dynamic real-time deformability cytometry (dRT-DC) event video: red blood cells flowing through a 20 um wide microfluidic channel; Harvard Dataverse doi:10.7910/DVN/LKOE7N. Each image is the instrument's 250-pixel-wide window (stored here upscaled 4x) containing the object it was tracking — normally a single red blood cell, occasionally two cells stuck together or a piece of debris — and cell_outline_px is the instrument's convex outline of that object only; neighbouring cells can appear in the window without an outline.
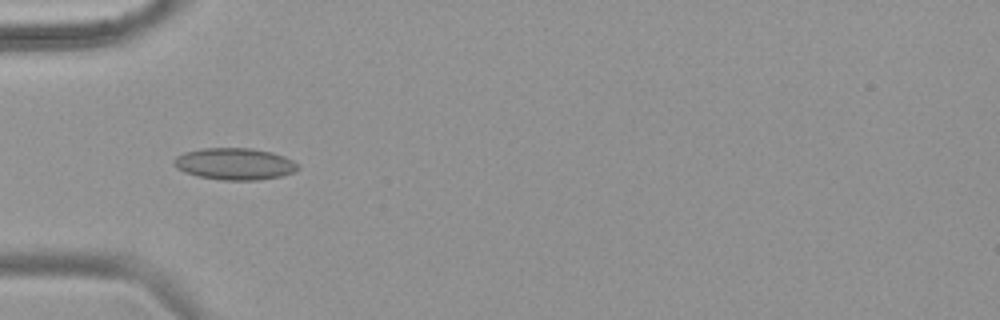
{"species": "common noctule bat (a hibernating species)", "species_latin": "Nyctalus noctula", "temperature_condition": "warm", "stored_images_in_passage": 42, "camera_frame_rate_fps": 3000, "um_per_image_px": 0.085, "animal": {"sex": "female", "body_mass_g": 18.4}, "frame": {"image": 1, "passage_image": 10, "time_ms": 3.0, "image_size_px": [1000, 320], "cell_outline_px": [[300, 168], [296, 172], [280, 176], [256, 180], [220, 180], [196, 176], [184, 172], [176, 168], [172, 164], [172, 160], [176, 156], [184, 152], [204, 148], [252, 148], [272, 152], [284, 156], [300, 164]], "centroid_in_image_um": [19.94, 13.93], "position_along_channel_um": 65.1, "area_um2": 23.29}}
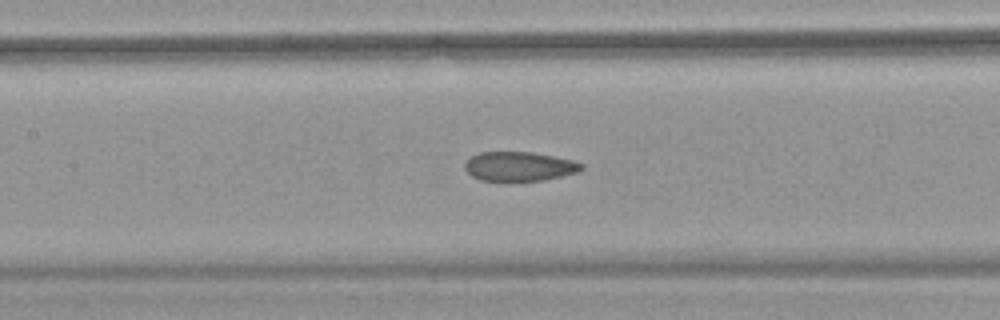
{"frame": {"image": 2, "passage_image": 18, "time_ms": 5.667, "image_size_px": [1000, 320], "cell_outline_px": [[584, 168], [580, 172], [544, 180], [512, 184], [508, 184], [480, 180], [472, 176], [464, 168], [464, 164], [468, 156], [480, 152], [532, 152], [572, 160], [584, 164]], "centroid_in_image_um": [44.1, 14.19], "position_along_channel_um": 163.3, "area_um2": 20.92}}
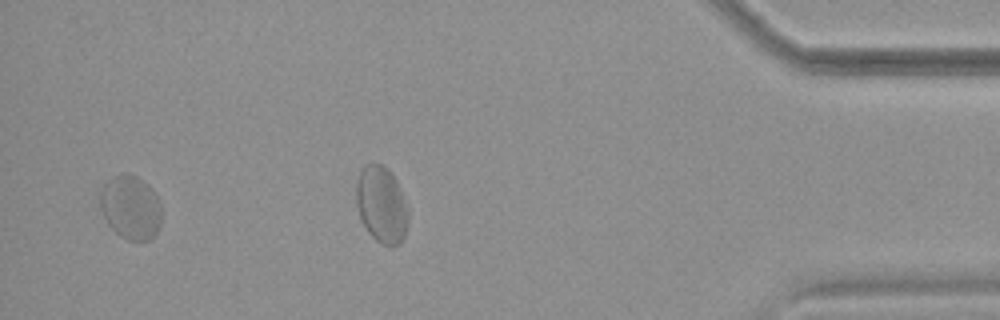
{"frame": {"image": 3, "passage_image": 40, "time_ms": 13.0, "image_size_px": [1000, 320], "cell_outline_px": [[160, 224], [156, 232], [148, 240], [128, 240], [120, 236], [108, 224], [100, 208], [100, 192], [104, 184], [112, 176], [136, 176], [148, 184], [156, 196], [160, 204]], "centroid_in_image_um": [11.09, 17.64], "position_along_channel_um": 424.1, "area_um2": 22.37}, "authors_computed_cell_mechanics": {"area_um2": 21.7617, "velocity_mm_per_s": 3.7649, "shape_relaxation_time_tau1_ms": null, "shape_relaxation_time_tau2_ms": 1.193, "deformation_change_tau1": null, "deformation_change_tau2": 0.0752}}